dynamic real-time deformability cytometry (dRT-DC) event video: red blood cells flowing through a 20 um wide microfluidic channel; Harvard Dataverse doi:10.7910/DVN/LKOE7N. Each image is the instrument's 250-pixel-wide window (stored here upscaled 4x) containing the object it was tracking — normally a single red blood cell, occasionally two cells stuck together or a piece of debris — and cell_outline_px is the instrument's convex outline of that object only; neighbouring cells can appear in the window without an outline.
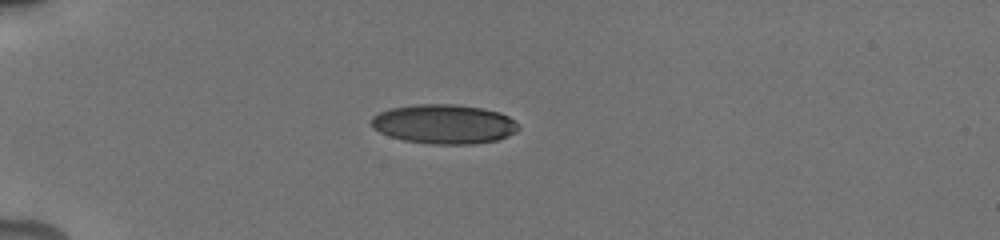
{"species": "human", "species_latin": "Homo sapiens", "temperature_condition": "cold", "stored_images_in_passage": 8, "camera_frame_rate_fps": 3000, "um_per_image_px": 0.085, "donor": {"sex": "male"}, "frame": {"image": 1, "passage_image": 1, "time_ms": 0.0, "image_size_px": [1000, 240], "cell_outline_px": [[520, 128], [516, 132], [508, 136], [496, 140], [472, 144], [432, 144], [404, 140], [388, 136], [372, 128], [372, 116], [380, 112], [392, 108], [416, 104], [456, 104], [480, 108], [500, 112], [508, 116]], "centroid_in_image_um": [37.73, 10.55], "position_along_channel_um": 47.3, "area_um2": 33.64}}